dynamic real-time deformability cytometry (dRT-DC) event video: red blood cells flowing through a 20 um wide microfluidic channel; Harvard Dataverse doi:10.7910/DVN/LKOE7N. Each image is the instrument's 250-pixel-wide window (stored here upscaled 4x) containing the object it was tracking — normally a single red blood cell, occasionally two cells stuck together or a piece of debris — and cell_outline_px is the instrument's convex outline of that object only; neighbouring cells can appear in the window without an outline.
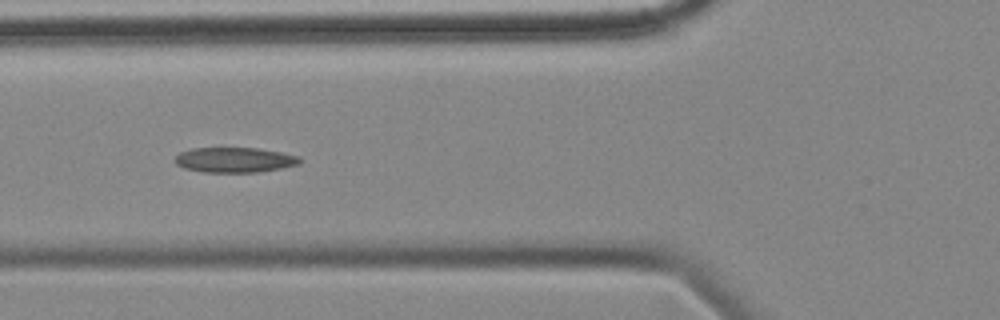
{"species": "common noctule bat (a hibernating species)", "species_latin": "Nyctalus noctula", "temperature_condition": "cold", "stored_images_in_passage": 9, "camera_frame_rate_fps": 3000, "um_per_image_px": 0.085, "animal": {"sex": "female", "body_mass_g": 18.4}, "frame": {"image": 1, "passage_image": 6, "time_ms": 6.0, "image_size_px": [1000, 320], "cell_outline_px": [[300, 164], [260, 172], [204, 172], [184, 168], [176, 164], [172, 160], [180, 152], [192, 148], [260, 148], [300, 156]], "centroid_in_image_um": [19.92, 13.59], "position_along_channel_um": 105.9, "area_um2": 18.32}}
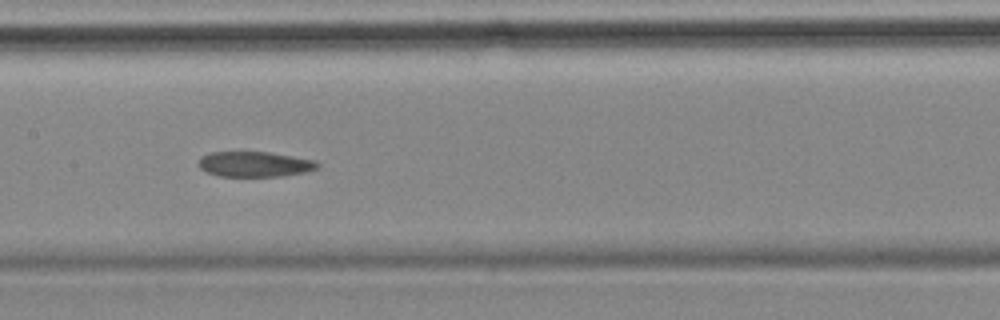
{"frame": {"image": 2, "passage_image": 8, "time_ms": 8.333, "image_size_px": [1000, 320], "cell_outline_px": [[320, 164], [316, 168], [304, 172], [284, 176], [220, 176], [208, 172], [200, 168], [200, 156], [212, 152], [268, 152], [316, 160]], "centroid_in_image_um": [21.67, 13.95], "position_along_channel_um": 185.7, "area_um2": 17.34}}
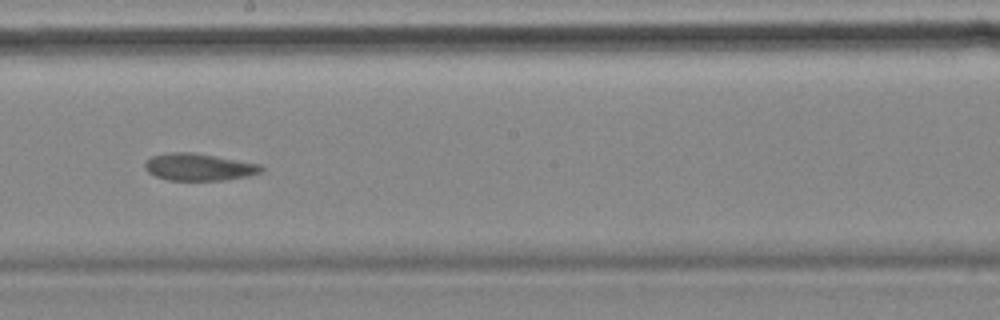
{"frame": {"image": 3, "passage_image": 9, "time_ms": 9.667, "image_size_px": [1000, 320], "cell_outline_px": [[264, 168], [260, 172], [248, 176], [224, 180], [168, 180], [156, 176], [148, 172], [144, 168], [144, 160], [152, 156], [168, 152], [192, 152], [260, 164]], "centroid_in_image_um": [16.86, 14.19], "position_along_channel_um": 231.3, "area_um2": 18.38}}